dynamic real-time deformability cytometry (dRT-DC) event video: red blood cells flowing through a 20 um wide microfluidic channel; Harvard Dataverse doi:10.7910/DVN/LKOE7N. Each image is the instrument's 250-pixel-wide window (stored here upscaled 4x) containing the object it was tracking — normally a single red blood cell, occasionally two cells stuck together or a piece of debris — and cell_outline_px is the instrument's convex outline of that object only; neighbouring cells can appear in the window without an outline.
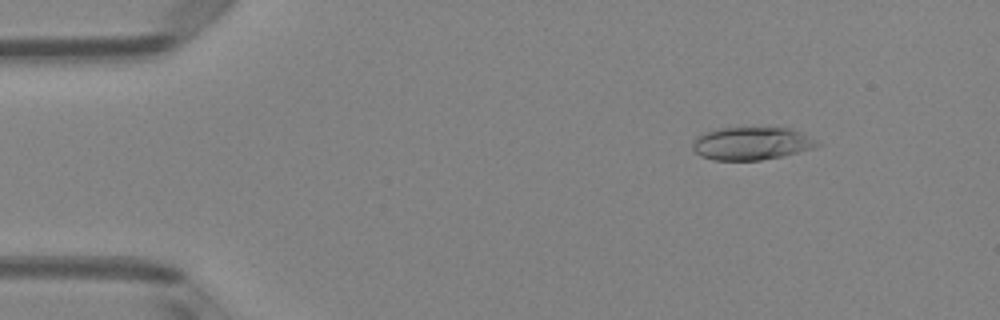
{"species": "Egyptian fruit bat (a non-hibernating species)", "species_latin": "Rousettus aegyptiacus", "temperature_condition": "room temperature", "stored_images_in_passage": 15, "camera_frame_rate_fps": 3000, "um_per_image_px": 0.085, "animal": {"sex": "female"}, "frame": {"image": 1, "passage_image": 7, "time_ms": 2.0, "image_size_px": [1000, 320], "cell_outline_px": [[824, 144], [816, 148], [780, 156], [760, 160], [712, 160], [700, 156], [692, 148], [692, 140], [696, 136], [704, 132], [716, 128], [788, 128], [800, 132]], "centroid_in_image_um": [63.85, 12.19], "position_along_channel_um": 21.1, "area_um2": 23.99}}